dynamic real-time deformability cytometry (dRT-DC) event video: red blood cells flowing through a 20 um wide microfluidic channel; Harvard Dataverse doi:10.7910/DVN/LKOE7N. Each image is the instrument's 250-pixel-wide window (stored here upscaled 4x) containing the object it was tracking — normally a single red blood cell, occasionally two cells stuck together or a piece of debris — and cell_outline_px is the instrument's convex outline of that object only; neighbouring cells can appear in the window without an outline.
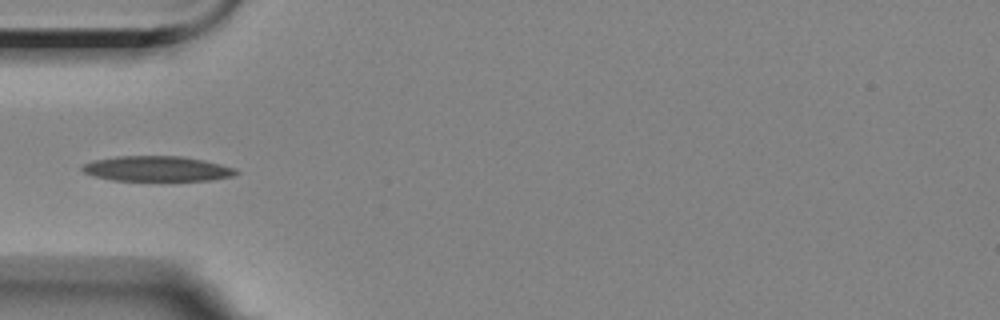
{"species": "Egyptian fruit bat (a non-hibernating species)", "species_latin": "Rousettus aegyptiacus", "temperature_condition": "room temperature", "stored_images_in_passage": 6, "camera_frame_rate_fps": 3000, "um_per_image_px": 0.085, "animal": {"sex": "female"}, "frame": {"image": 1, "passage_image": 4, "time_ms": 3.333, "image_size_px": [1000, 320], "cell_outline_px": [[240, 172], [232, 176], [212, 180], [112, 180], [96, 176], [84, 172], [80, 168], [84, 164], [92, 160], [116, 156], [180, 156], [204, 160], [220, 164], [232, 168]], "centroid_in_image_um": [13.33, 14.33], "position_along_channel_um": 71.7, "area_um2": 22.37}}
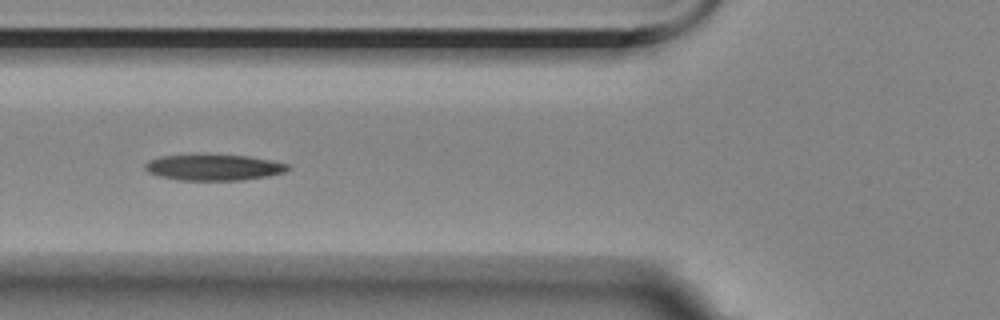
{"frame": {"image": 2, "passage_image": 5, "time_ms": 4.333, "image_size_px": [1000, 320], "cell_outline_px": [[292, 168], [284, 172], [268, 176], [244, 180], [180, 180], [160, 176], [148, 172], [144, 168], [144, 164], [160, 156], [248, 156], [272, 160], [288, 164]], "centroid_in_image_um": [18.23, 14.25], "position_along_channel_um": 107.6, "area_um2": 21.15}}
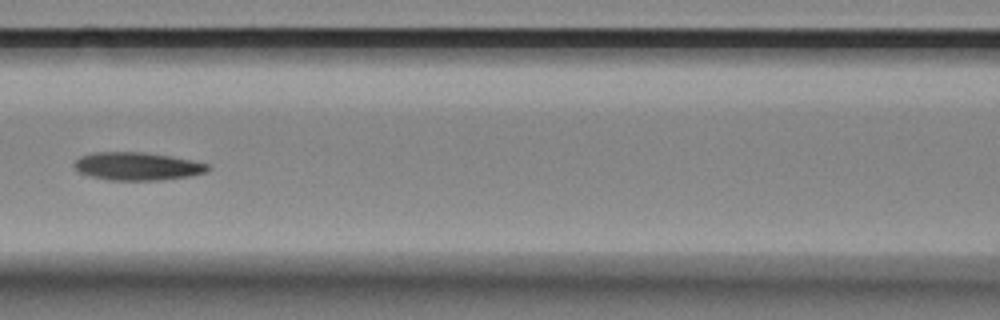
{"frame": {"image": 3, "passage_image": 6, "time_ms": 5.667, "image_size_px": [1000, 320], "cell_outline_px": [[212, 168], [204, 172], [192, 176], [160, 180], [108, 180], [88, 176], [76, 172], [72, 164], [80, 156], [92, 152], [144, 152], [172, 156], [192, 160], [208, 164]], "centroid_in_image_um": [11.63, 14.13], "position_along_channel_um": 155.0, "area_um2": 22.14}}